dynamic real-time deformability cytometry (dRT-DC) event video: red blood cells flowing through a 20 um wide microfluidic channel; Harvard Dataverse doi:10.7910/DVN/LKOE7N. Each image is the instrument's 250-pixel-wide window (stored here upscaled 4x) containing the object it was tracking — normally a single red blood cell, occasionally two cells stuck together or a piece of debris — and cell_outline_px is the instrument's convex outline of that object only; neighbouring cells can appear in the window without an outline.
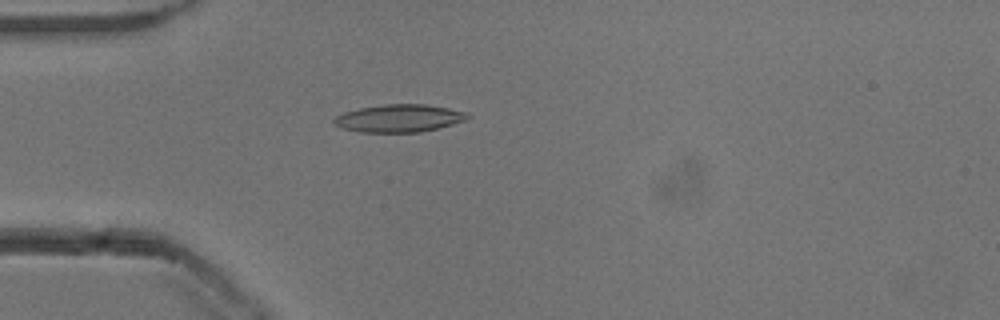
{"species": "common noctule bat (a hibernating species)", "species_latin": "Nyctalus noctula", "temperature_condition": "cold", "stored_images_in_passage": 53, "camera_frame_rate_fps": 3000, "um_per_image_px": 0.085, "animal": {"sex": "male", "body_mass_g": 13.3}, "frame": {"image": 1, "passage_image": 15, "time_ms": 4.667, "image_size_px": [1000, 320], "cell_outline_px": [[472, 116], [468, 120], [420, 132], [360, 132], [340, 128], [332, 124], [332, 120], [336, 116], [344, 112], [360, 108], [384, 104], [424, 104], [448, 108], [468, 112]], "centroid_in_image_um": [33.92, 10.05], "position_along_channel_um": 51.1, "area_um2": 21.68}}
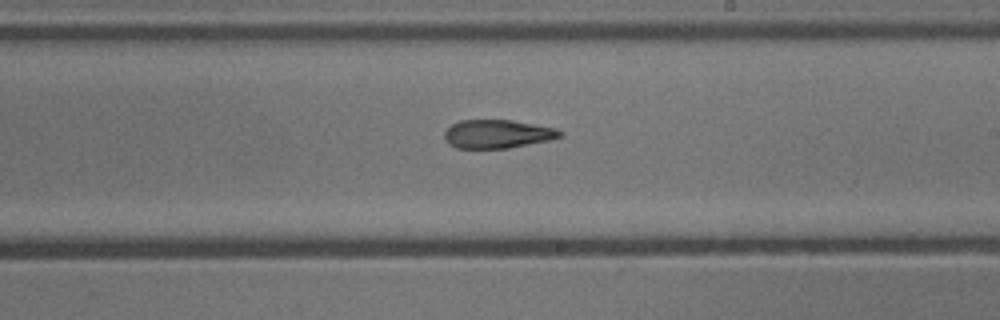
{"frame": {"image": 2, "passage_image": 31, "time_ms": 10.0, "image_size_px": [1000, 320], "cell_outline_px": [[564, 136], [552, 140], [508, 148], [456, 148], [448, 144], [444, 136], [444, 132], [452, 124], [460, 120], [512, 120], [556, 128], [564, 132]], "centroid_in_image_um": [42.32, 11.39], "position_along_channel_um": 246.7, "area_um2": 19.36}}
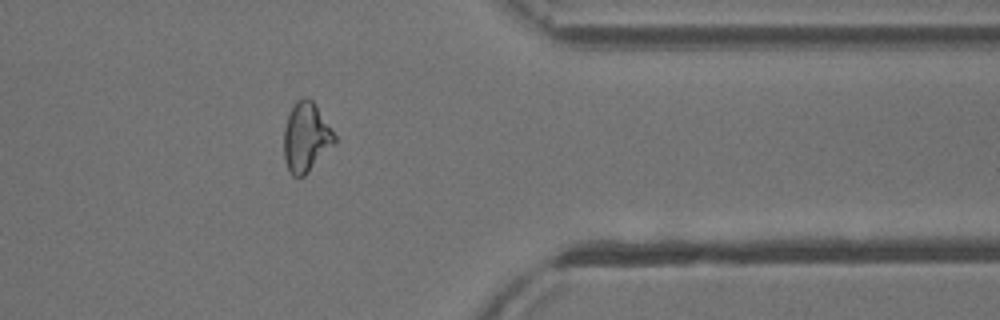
{"frame": {"image": 3, "passage_image": 43, "time_ms": 14.0, "image_size_px": [1000, 320], "cell_outline_px": [[336, 140], [304, 176], [292, 176], [288, 172], [284, 160], [284, 128], [292, 104], [296, 100], [304, 96], [308, 96], [312, 100], [336, 136]], "centroid_in_image_um": [25.97, 11.64], "position_along_channel_um": 385.4, "area_um2": 20.23}, "authors_computed_cell_mechanics": {"area_um2": 20.6346, "velocity_mm_per_s": 3.8521, "shape_relaxation_time_tau1_ms": 10.8721, "shape_relaxation_time_tau2_ms": 3.9544, "deformation_change_tau1": 0.2541, "deformation_change_tau2": 0.1388}}